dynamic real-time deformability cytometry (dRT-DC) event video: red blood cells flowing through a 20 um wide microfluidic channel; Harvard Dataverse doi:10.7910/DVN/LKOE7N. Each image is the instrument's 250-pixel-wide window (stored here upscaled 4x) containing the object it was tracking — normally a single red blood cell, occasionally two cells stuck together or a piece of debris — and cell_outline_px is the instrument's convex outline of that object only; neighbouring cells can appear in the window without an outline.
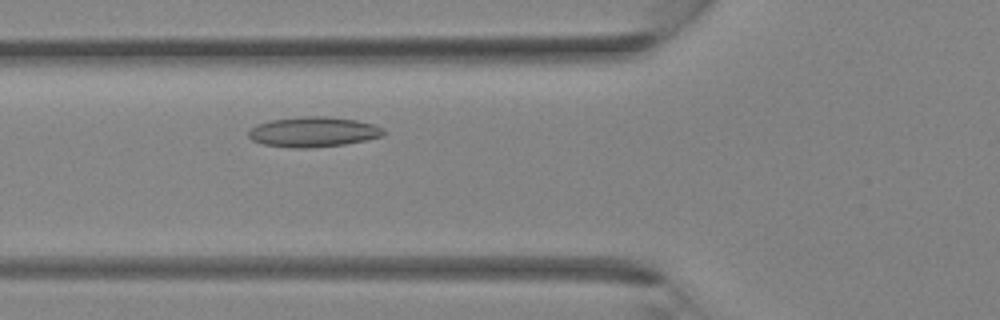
{"species": "Egyptian fruit bat (a non-hibernating species)", "species_latin": "Rousettus aegyptiacus", "temperature_condition": "room temperature", "stored_images_in_passage": 28, "camera_frame_rate_fps": 3000, "um_per_image_px": 0.085, "animal": {"sex": "female"}, "frame": {"image": 1, "passage_image": 5, "time_ms": 1.333, "image_size_px": [1000, 320], "cell_outline_px": [[384, 136], [344, 144], [312, 148], [292, 148], [260, 144], [252, 140], [248, 136], [248, 132], [256, 124], [272, 120], [304, 116], [328, 116], [356, 120], [372, 124], [384, 128]], "centroid_in_image_um": [26.61, 11.22], "position_along_channel_um": 99.2, "area_um2": 23.76}}
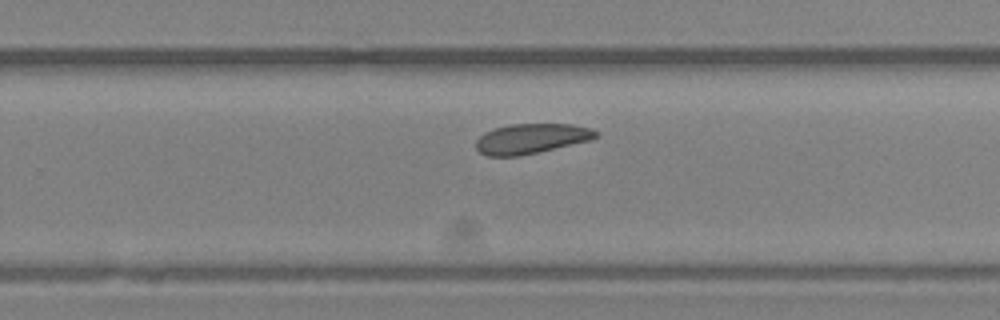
{"frame": {"image": 2, "passage_image": 15, "time_ms": 4.667, "image_size_px": [1000, 320], "cell_outline_px": [[596, 136], [592, 140], [520, 156], [488, 156], [480, 152], [476, 148], [476, 140], [484, 132], [508, 124], [572, 124], [592, 128], [596, 132]], "centroid_in_image_um": [45.15, 11.78], "position_along_channel_um": 284.7, "area_um2": 20.92}}
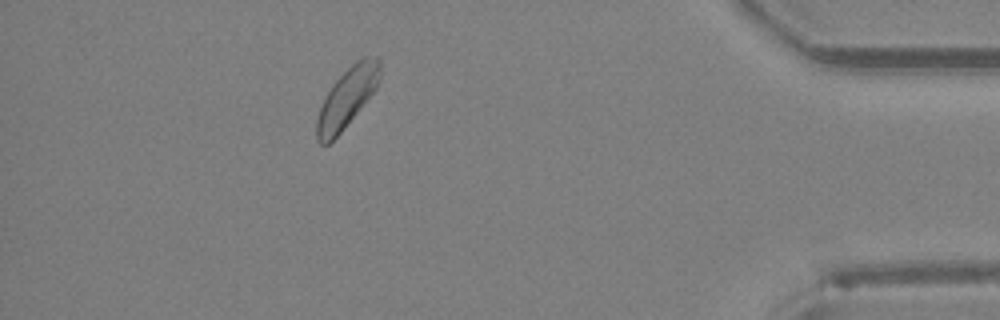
{"frame": {"image": 3, "passage_image": 24, "time_ms": 7.667, "image_size_px": [1000, 320], "cell_outline_px": [[380, 80], [376, 88], [340, 132], [328, 144], [320, 144], [316, 140], [316, 120], [320, 108], [332, 84], [356, 60], [364, 56], [380, 56]], "centroid_in_image_um": [29.5, 8.27], "position_along_channel_um": 405.7, "area_um2": 21.5}}